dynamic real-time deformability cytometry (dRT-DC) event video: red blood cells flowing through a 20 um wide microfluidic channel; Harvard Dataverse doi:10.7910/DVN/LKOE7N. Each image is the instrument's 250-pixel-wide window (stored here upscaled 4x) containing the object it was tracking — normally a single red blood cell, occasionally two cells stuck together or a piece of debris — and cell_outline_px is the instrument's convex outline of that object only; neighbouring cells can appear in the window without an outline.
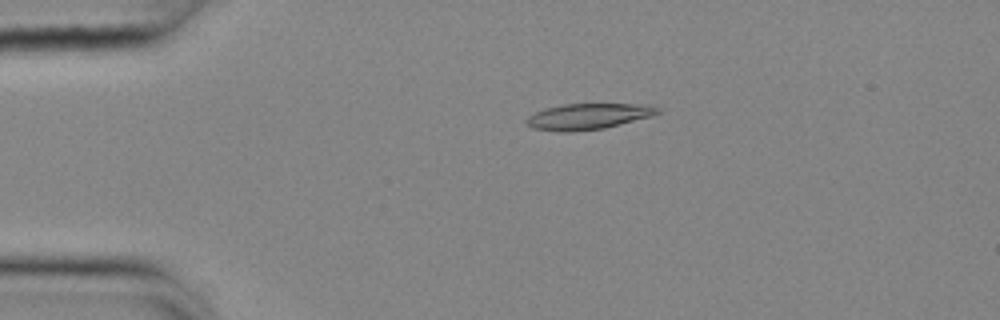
{"species": "common noctule bat (a hibernating species)", "species_latin": "Nyctalus noctula", "temperature_condition": "cold", "stored_images_in_passage": 55, "camera_frame_rate_fps": 3000, "um_per_image_px": 0.085, "animal": {"sex": "female", "body_mass_g": 25.1}, "frame": {"image": 1, "passage_image": 12, "time_ms": 3.667, "image_size_px": [1000, 320], "cell_outline_px": [[664, 108], [660, 112], [652, 116], [604, 128], [572, 132], [560, 132], [532, 128], [524, 124], [524, 120], [528, 116], [536, 112], [548, 108], [564, 104], [652, 104]], "centroid_in_image_um": [50.03, 9.89], "position_along_channel_um": 35.0, "area_um2": 20.06}}
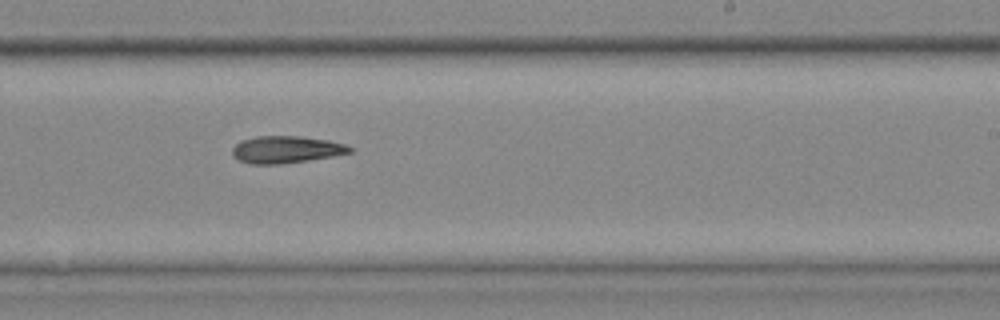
{"frame": {"image": 2, "passage_image": 34, "time_ms": 11.0, "image_size_px": [1000, 320], "cell_outline_px": [[352, 152], [332, 156], [308, 160], [280, 164], [252, 164], [240, 160], [232, 156], [232, 148], [240, 140], [256, 136], [300, 136], [328, 140], [344, 144], [352, 148]], "centroid_in_image_um": [24.29, 12.7], "position_along_channel_um": 264.7, "area_um2": 18.5}}
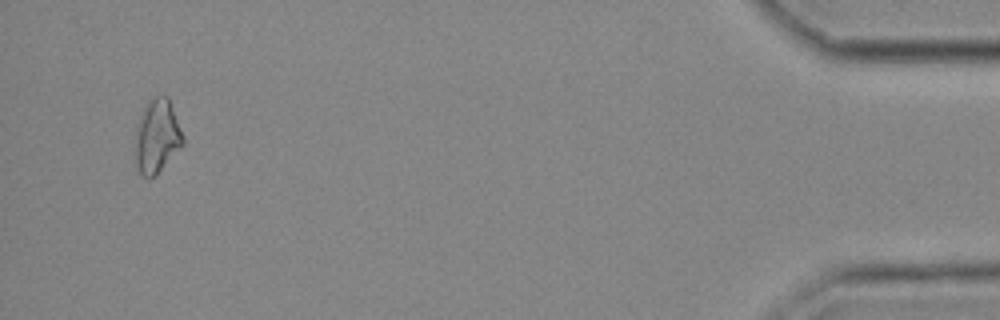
{"frame": {"image": 3, "passage_image": 53, "time_ms": 17.333, "image_size_px": [1000, 320], "cell_outline_px": [[184, 144], [156, 176], [148, 180], [140, 172], [136, 164], [136, 124], [140, 112], [148, 100], [156, 96], [168, 96], [184, 136]], "centroid_in_image_um": [13.35, 11.58], "position_along_channel_um": 421.9, "area_um2": 20.75}}